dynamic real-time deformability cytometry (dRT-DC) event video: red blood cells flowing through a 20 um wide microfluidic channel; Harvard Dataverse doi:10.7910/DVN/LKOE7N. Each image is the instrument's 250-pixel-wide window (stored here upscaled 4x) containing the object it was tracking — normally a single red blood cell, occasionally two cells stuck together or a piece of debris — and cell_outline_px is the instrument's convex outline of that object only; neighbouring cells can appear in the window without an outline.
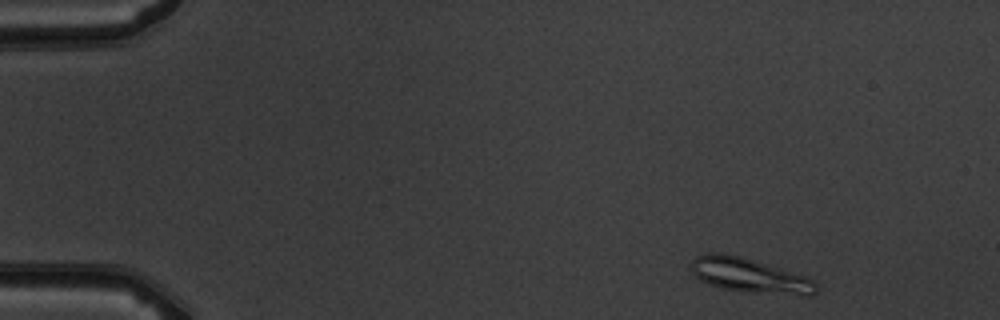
{"species": "common noctule bat (a hibernating species)", "species_latin": "Nyctalus noctula", "temperature_condition": "warm", "stored_images_in_passage": 3, "camera_frame_rate_fps": 3000, "um_per_image_px": 0.085, "animal": {"sex": "male", "body_mass_g": 19.5, "forearm_length_mm": 54.6}, "frame": {"image": 1, "passage_image": 1, "time_ms": 0.0, "image_size_px": [1000, 320], "cell_outline_px": [[816, 296], [808, 296], [724, 288], [700, 280], [688, 268], [688, 264], [696, 256], [708, 252], [720, 252], [740, 256], [808, 276], [816, 284]], "centroid_in_image_um": [63.7, 23.38], "position_along_channel_um": 21.3, "area_um2": 24.85}}
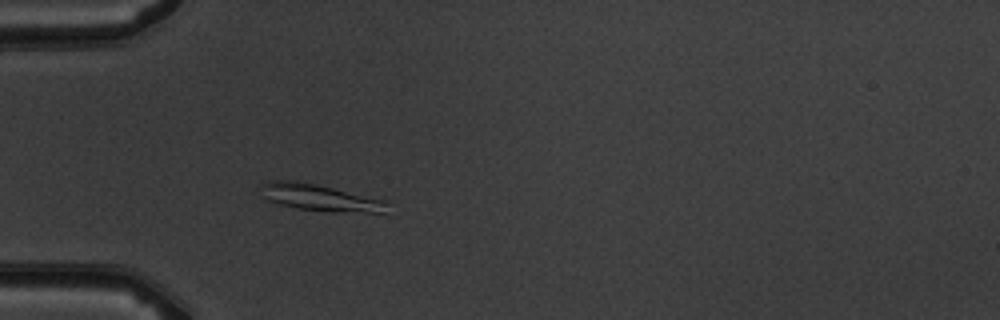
{"frame": {"image": 2, "passage_image": 3, "time_ms": 3.333, "image_size_px": [1000, 320], "cell_outline_px": [[388, 216], [332, 212], [296, 208], [280, 204], [268, 200], [264, 196], [260, 184], [268, 180], [296, 180], [316, 184], [384, 200]], "centroid_in_image_um": [27.29, 16.84], "position_along_channel_um": 57.7, "area_um2": 20.17}}